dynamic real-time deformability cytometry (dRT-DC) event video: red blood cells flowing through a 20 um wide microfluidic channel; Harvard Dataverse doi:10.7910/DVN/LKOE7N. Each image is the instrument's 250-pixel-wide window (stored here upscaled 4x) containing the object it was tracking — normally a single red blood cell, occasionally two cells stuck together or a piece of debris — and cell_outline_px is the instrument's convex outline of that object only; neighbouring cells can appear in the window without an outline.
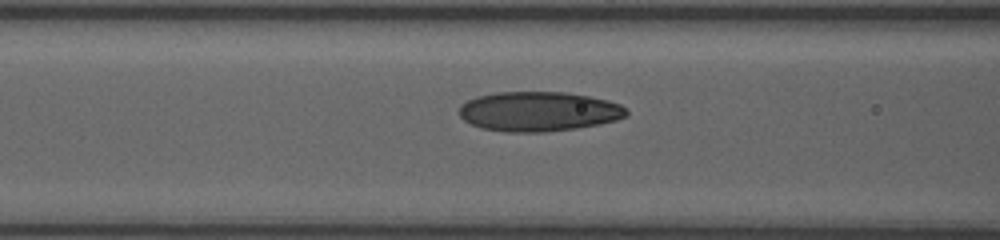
{"species": "human", "species_latin": "Homo sapiens", "temperature_condition": "room temperature", "stored_images_in_passage": 9, "camera_frame_rate_fps": 3000, "um_per_image_px": 0.085, "donor": {"sex": "female"}, "frame": {"image": 1, "passage_image": 4, "time_ms": 2.667, "image_size_px": [1000, 240], "cell_outline_px": [[628, 112], [624, 116], [616, 120], [600, 124], [576, 128], [544, 132], [504, 132], [480, 128], [464, 120], [460, 116], [460, 104], [476, 96], [496, 92], [564, 92], [588, 96], [608, 100], [620, 104]], "centroid_in_image_um": [45.75, 9.47], "position_along_channel_um": 120.8, "area_um2": 38.67}}
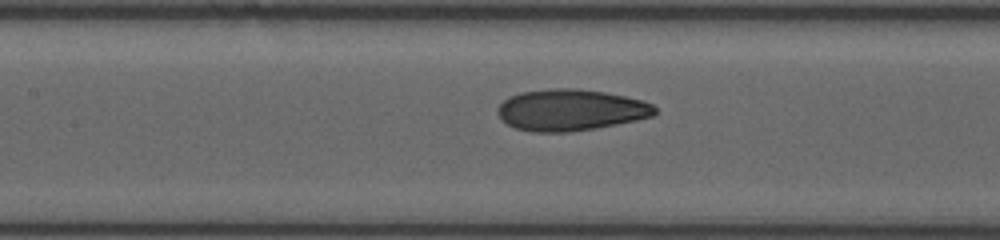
{"frame": {"image": 2, "passage_image": 6, "time_ms": 3.667, "image_size_px": [1000, 240], "cell_outline_px": [[656, 112], [652, 116], [636, 120], [596, 128], [568, 132], [532, 132], [516, 128], [500, 120], [496, 112], [496, 108], [508, 96], [520, 92], [552, 88], [576, 88], [604, 92], [644, 100], [652, 104], [656, 108]], "centroid_in_image_um": [48.46, 9.34], "position_along_channel_um": 158.9, "area_um2": 38.15}}
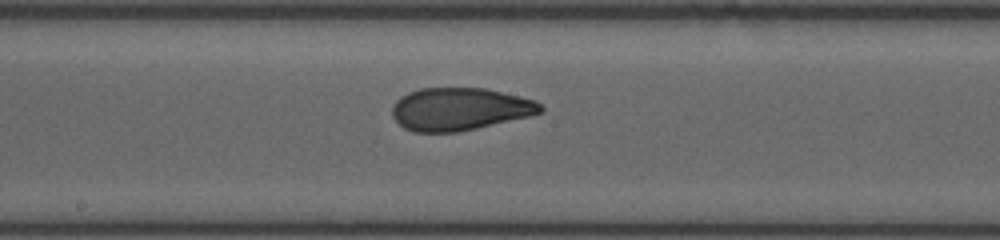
{"frame": {"image": 3, "passage_image": 9, "time_ms": 5.0, "image_size_px": [1000, 240], "cell_outline_px": [[544, 108], [540, 112], [532, 116], [476, 128], [456, 132], [412, 132], [404, 128], [392, 116], [392, 108], [396, 100], [400, 96], [408, 92], [420, 88], [484, 88], [520, 96], [536, 100]], "centroid_in_image_um": [39.07, 9.27], "position_along_channel_um": 209.1, "area_um2": 36.93}}